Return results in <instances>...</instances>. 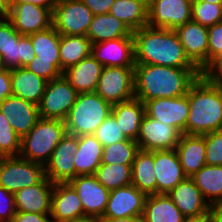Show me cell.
<instances>
[{
  "label": "cell",
  "instance_id": "obj_1",
  "mask_svg": "<svg viewBox=\"0 0 222 222\" xmlns=\"http://www.w3.org/2000/svg\"><path fill=\"white\" fill-rule=\"evenodd\" d=\"M201 75L203 72L199 68L135 64V98L144 103L155 98L181 97Z\"/></svg>",
  "mask_w": 222,
  "mask_h": 222
},
{
  "label": "cell",
  "instance_id": "obj_2",
  "mask_svg": "<svg viewBox=\"0 0 222 222\" xmlns=\"http://www.w3.org/2000/svg\"><path fill=\"white\" fill-rule=\"evenodd\" d=\"M132 35L135 64L198 68L186 55L175 30L144 26Z\"/></svg>",
  "mask_w": 222,
  "mask_h": 222
},
{
  "label": "cell",
  "instance_id": "obj_3",
  "mask_svg": "<svg viewBox=\"0 0 222 222\" xmlns=\"http://www.w3.org/2000/svg\"><path fill=\"white\" fill-rule=\"evenodd\" d=\"M187 97V135L203 136L222 130V89L213 78L201 75L190 86Z\"/></svg>",
  "mask_w": 222,
  "mask_h": 222
},
{
  "label": "cell",
  "instance_id": "obj_4",
  "mask_svg": "<svg viewBox=\"0 0 222 222\" xmlns=\"http://www.w3.org/2000/svg\"><path fill=\"white\" fill-rule=\"evenodd\" d=\"M66 134L65 121L40 118L32 130L21 138L18 156L45 166Z\"/></svg>",
  "mask_w": 222,
  "mask_h": 222
},
{
  "label": "cell",
  "instance_id": "obj_5",
  "mask_svg": "<svg viewBox=\"0 0 222 222\" xmlns=\"http://www.w3.org/2000/svg\"><path fill=\"white\" fill-rule=\"evenodd\" d=\"M111 110L112 105L96 92L78 94L65 120L67 133L78 137L94 134Z\"/></svg>",
  "mask_w": 222,
  "mask_h": 222
},
{
  "label": "cell",
  "instance_id": "obj_6",
  "mask_svg": "<svg viewBox=\"0 0 222 222\" xmlns=\"http://www.w3.org/2000/svg\"><path fill=\"white\" fill-rule=\"evenodd\" d=\"M29 36L35 58L25 68L46 81L62 76L59 54L60 33L53 26H50L46 30Z\"/></svg>",
  "mask_w": 222,
  "mask_h": 222
},
{
  "label": "cell",
  "instance_id": "obj_7",
  "mask_svg": "<svg viewBox=\"0 0 222 222\" xmlns=\"http://www.w3.org/2000/svg\"><path fill=\"white\" fill-rule=\"evenodd\" d=\"M45 177L44 165L19 156L0 157V186L10 193L38 184Z\"/></svg>",
  "mask_w": 222,
  "mask_h": 222
},
{
  "label": "cell",
  "instance_id": "obj_8",
  "mask_svg": "<svg viewBox=\"0 0 222 222\" xmlns=\"http://www.w3.org/2000/svg\"><path fill=\"white\" fill-rule=\"evenodd\" d=\"M82 0H58L52 12V26L65 36H87L93 18Z\"/></svg>",
  "mask_w": 222,
  "mask_h": 222
},
{
  "label": "cell",
  "instance_id": "obj_9",
  "mask_svg": "<svg viewBox=\"0 0 222 222\" xmlns=\"http://www.w3.org/2000/svg\"><path fill=\"white\" fill-rule=\"evenodd\" d=\"M77 95V91L63 75L48 81L38 105L40 118L65 121Z\"/></svg>",
  "mask_w": 222,
  "mask_h": 222
},
{
  "label": "cell",
  "instance_id": "obj_10",
  "mask_svg": "<svg viewBox=\"0 0 222 222\" xmlns=\"http://www.w3.org/2000/svg\"><path fill=\"white\" fill-rule=\"evenodd\" d=\"M95 92L111 105L135 98L134 67H103Z\"/></svg>",
  "mask_w": 222,
  "mask_h": 222
},
{
  "label": "cell",
  "instance_id": "obj_11",
  "mask_svg": "<svg viewBox=\"0 0 222 222\" xmlns=\"http://www.w3.org/2000/svg\"><path fill=\"white\" fill-rule=\"evenodd\" d=\"M190 0H148V26L175 30L192 20Z\"/></svg>",
  "mask_w": 222,
  "mask_h": 222
},
{
  "label": "cell",
  "instance_id": "obj_12",
  "mask_svg": "<svg viewBox=\"0 0 222 222\" xmlns=\"http://www.w3.org/2000/svg\"><path fill=\"white\" fill-rule=\"evenodd\" d=\"M78 146V136L67 133L45 164V177L53 183H68L75 178L74 158Z\"/></svg>",
  "mask_w": 222,
  "mask_h": 222
},
{
  "label": "cell",
  "instance_id": "obj_13",
  "mask_svg": "<svg viewBox=\"0 0 222 222\" xmlns=\"http://www.w3.org/2000/svg\"><path fill=\"white\" fill-rule=\"evenodd\" d=\"M145 114L187 134L189 103L187 94L175 98H155L144 102Z\"/></svg>",
  "mask_w": 222,
  "mask_h": 222
},
{
  "label": "cell",
  "instance_id": "obj_14",
  "mask_svg": "<svg viewBox=\"0 0 222 222\" xmlns=\"http://www.w3.org/2000/svg\"><path fill=\"white\" fill-rule=\"evenodd\" d=\"M77 192L84 217H103L110 195L94 175H78L68 182Z\"/></svg>",
  "mask_w": 222,
  "mask_h": 222
},
{
  "label": "cell",
  "instance_id": "obj_15",
  "mask_svg": "<svg viewBox=\"0 0 222 222\" xmlns=\"http://www.w3.org/2000/svg\"><path fill=\"white\" fill-rule=\"evenodd\" d=\"M182 133L175 127L165 125L145 114L136 140L139 150L162 151L175 149Z\"/></svg>",
  "mask_w": 222,
  "mask_h": 222
},
{
  "label": "cell",
  "instance_id": "obj_16",
  "mask_svg": "<svg viewBox=\"0 0 222 222\" xmlns=\"http://www.w3.org/2000/svg\"><path fill=\"white\" fill-rule=\"evenodd\" d=\"M91 55L104 67H135L133 35L94 43Z\"/></svg>",
  "mask_w": 222,
  "mask_h": 222
},
{
  "label": "cell",
  "instance_id": "obj_17",
  "mask_svg": "<svg viewBox=\"0 0 222 222\" xmlns=\"http://www.w3.org/2000/svg\"><path fill=\"white\" fill-rule=\"evenodd\" d=\"M5 17L21 35H30L52 26V13L47 8L32 3L13 5Z\"/></svg>",
  "mask_w": 222,
  "mask_h": 222
},
{
  "label": "cell",
  "instance_id": "obj_18",
  "mask_svg": "<svg viewBox=\"0 0 222 222\" xmlns=\"http://www.w3.org/2000/svg\"><path fill=\"white\" fill-rule=\"evenodd\" d=\"M175 32L188 58L204 72L208 68V28L191 20Z\"/></svg>",
  "mask_w": 222,
  "mask_h": 222
},
{
  "label": "cell",
  "instance_id": "obj_19",
  "mask_svg": "<svg viewBox=\"0 0 222 222\" xmlns=\"http://www.w3.org/2000/svg\"><path fill=\"white\" fill-rule=\"evenodd\" d=\"M147 195L134 185L111 190L103 217L126 218L143 214Z\"/></svg>",
  "mask_w": 222,
  "mask_h": 222
},
{
  "label": "cell",
  "instance_id": "obj_20",
  "mask_svg": "<svg viewBox=\"0 0 222 222\" xmlns=\"http://www.w3.org/2000/svg\"><path fill=\"white\" fill-rule=\"evenodd\" d=\"M0 112L20 138L28 134L40 119L38 105L14 95L0 103Z\"/></svg>",
  "mask_w": 222,
  "mask_h": 222
},
{
  "label": "cell",
  "instance_id": "obj_21",
  "mask_svg": "<svg viewBox=\"0 0 222 222\" xmlns=\"http://www.w3.org/2000/svg\"><path fill=\"white\" fill-rule=\"evenodd\" d=\"M156 194H168L187 178L175 149L154 151Z\"/></svg>",
  "mask_w": 222,
  "mask_h": 222
},
{
  "label": "cell",
  "instance_id": "obj_22",
  "mask_svg": "<svg viewBox=\"0 0 222 222\" xmlns=\"http://www.w3.org/2000/svg\"><path fill=\"white\" fill-rule=\"evenodd\" d=\"M52 222H71L83 218V206L69 183H54L51 196Z\"/></svg>",
  "mask_w": 222,
  "mask_h": 222
},
{
  "label": "cell",
  "instance_id": "obj_23",
  "mask_svg": "<svg viewBox=\"0 0 222 222\" xmlns=\"http://www.w3.org/2000/svg\"><path fill=\"white\" fill-rule=\"evenodd\" d=\"M54 183L44 177L38 184L22 188L14 194L17 211L50 214Z\"/></svg>",
  "mask_w": 222,
  "mask_h": 222
},
{
  "label": "cell",
  "instance_id": "obj_24",
  "mask_svg": "<svg viewBox=\"0 0 222 222\" xmlns=\"http://www.w3.org/2000/svg\"><path fill=\"white\" fill-rule=\"evenodd\" d=\"M167 195L185 217L198 216L212 209L191 177L178 183Z\"/></svg>",
  "mask_w": 222,
  "mask_h": 222
},
{
  "label": "cell",
  "instance_id": "obj_25",
  "mask_svg": "<svg viewBox=\"0 0 222 222\" xmlns=\"http://www.w3.org/2000/svg\"><path fill=\"white\" fill-rule=\"evenodd\" d=\"M102 66L91 54L64 71L63 76L78 94L95 92Z\"/></svg>",
  "mask_w": 222,
  "mask_h": 222
},
{
  "label": "cell",
  "instance_id": "obj_26",
  "mask_svg": "<svg viewBox=\"0 0 222 222\" xmlns=\"http://www.w3.org/2000/svg\"><path fill=\"white\" fill-rule=\"evenodd\" d=\"M175 150L187 177L193 176L207 165L204 136L182 134Z\"/></svg>",
  "mask_w": 222,
  "mask_h": 222
},
{
  "label": "cell",
  "instance_id": "obj_27",
  "mask_svg": "<svg viewBox=\"0 0 222 222\" xmlns=\"http://www.w3.org/2000/svg\"><path fill=\"white\" fill-rule=\"evenodd\" d=\"M111 113L127 139L136 141L142 120L145 116V106L137 98L112 105Z\"/></svg>",
  "mask_w": 222,
  "mask_h": 222
},
{
  "label": "cell",
  "instance_id": "obj_28",
  "mask_svg": "<svg viewBox=\"0 0 222 222\" xmlns=\"http://www.w3.org/2000/svg\"><path fill=\"white\" fill-rule=\"evenodd\" d=\"M12 95L39 105L45 92L47 82L25 67L10 70Z\"/></svg>",
  "mask_w": 222,
  "mask_h": 222
},
{
  "label": "cell",
  "instance_id": "obj_29",
  "mask_svg": "<svg viewBox=\"0 0 222 222\" xmlns=\"http://www.w3.org/2000/svg\"><path fill=\"white\" fill-rule=\"evenodd\" d=\"M78 145L74 158L75 177L94 175L101 165L103 146L93 134L78 137Z\"/></svg>",
  "mask_w": 222,
  "mask_h": 222
},
{
  "label": "cell",
  "instance_id": "obj_30",
  "mask_svg": "<svg viewBox=\"0 0 222 222\" xmlns=\"http://www.w3.org/2000/svg\"><path fill=\"white\" fill-rule=\"evenodd\" d=\"M133 32L125 23L115 16L105 13L94 15L87 31V37L91 43H99L107 40L128 37Z\"/></svg>",
  "mask_w": 222,
  "mask_h": 222
},
{
  "label": "cell",
  "instance_id": "obj_31",
  "mask_svg": "<svg viewBox=\"0 0 222 222\" xmlns=\"http://www.w3.org/2000/svg\"><path fill=\"white\" fill-rule=\"evenodd\" d=\"M108 13L125 23L132 32L148 26V0H115Z\"/></svg>",
  "mask_w": 222,
  "mask_h": 222
},
{
  "label": "cell",
  "instance_id": "obj_32",
  "mask_svg": "<svg viewBox=\"0 0 222 222\" xmlns=\"http://www.w3.org/2000/svg\"><path fill=\"white\" fill-rule=\"evenodd\" d=\"M144 222H183L184 215L167 194L147 195L144 211Z\"/></svg>",
  "mask_w": 222,
  "mask_h": 222
},
{
  "label": "cell",
  "instance_id": "obj_33",
  "mask_svg": "<svg viewBox=\"0 0 222 222\" xmlns=\"http://www.w3.org/2000/svg\"><path fill=\"white\" fill-rule=\"evenodd\" d=\"M191 178L211 207L222 205V165H205Z\"/></svg>",
  "mask_w": 222,
  "mask_h": 222
},
{
  "label": "cell",
  "instance_id": "obj_34",
  "mask_svg": "<svg viewBox=\"0 0 222 222\" xmlns=\"http://www.w3.org/2000/svg\"><path fill=\"white\" fill-rule=\"evenodd\" d=\"M131 184L146 195L156 194L154 151L139 150L137 152L132 163Z\"/></svg>",
  "mask_w": 222,
  "mask_h": 222
},
{
  "label": "cell",
  "instance_id": "obj_35",
  "mask_svg": "<svg viewBox=\"0 0 222 222\" xmlns=\"http://www.w3.org/2000/svg\"><path fill=\"white\" fill-rule=\"evenodd\" d=\"M91 41L87 36L60 35V64L64 73L69 67L78 64L82 59L91 54Z\"/></svg>",
  "mask_w": 222,
  "mask_h": 222
},
{
  "label": "cell",
  "instance_id": "obj_36",
  "mask_svg": "<svg viewBox=\"0 0 222 222\" xmlns=\"http://www.w3.org/2000/svg\"><path fill=\"white\" fill-rule=\"evenodd\" d=\"M20 35L6 17L0 20V55L7 69L20 67Z\"/></svg>",
  "mask_w": 222,
  "mask_h": 222
},
{
  "label": "cell",
  "instance_id": "obj_37",
  "mask_svg": "<svg viewBox=\"0 0 222 222\" xmlns=\"http://www.w3.org/2000/svg\"><path fill=\"white\" fill-rule=\"evenodd\" d=\"M94 176L109 191L131 185L132 164L101 163Z\"/></svg>",
  "mask_w": 222,
  "mask_h": 222
},
{
  "label": "cell",
  "instance_id": "obj_38",
  "mask_svg": "<svg viewBox=\"0 0 222 222\" xmlns=\"http://www.w3.org/2000/svg\"><path fill=\"white\" fill-rule=\"evenodd\" d=\"M139 147L136 141L127 139L103 147L101 163L132 164Z\"/></svg>",
  "mask_w": 222,
  "mask_h": 222
},
{
  "label": "cell",
  "instance_id": "obj_39",
  "mask_svg": "<svg viewBox=\"0 0 222 222\" xmlns=\"http://www.w3.org/2000/svg\"><path fill=\"white\" fill-rule=\"evenodd\" d=\"M192 20L210 27L222 22V3H209L205 1H192Z\"/></svg>",
  "mask_w": 222,
  "mask_h": 222
},
{
  "label": "cell",
  "instance_id": "obj_40",
  "mask_svg": "<svg viewBox=\"0 0 222 222\" xmlns=\"http://www.w3.org/2000/svg\"><path fill=\"white\" fill-rule=\"evenodd\" d=\"M20 147L21 138L0 112V157L18 156Z\"/></svg>",
  "mask_w": 222,
  "mask_h": 222
},
{
  "label": "cell",
  "instance_id": "obj_41",
  "mask_svg": "<svg viewBox=\"0 0 222 222\" xmlns=\"http://www.w3.org/2000/svg\"><path fill=\"white\" fill-rule=\"evenodd\" d=\"M103 147L127 140L111 113L93 134Z\"/></svg>",
  "mask_w": 222,
  "mask_h": 222
},
{
  "label": "cell",
  "instance_id": "obj_42",
  "mask_svg": "<svg viewBox=\"0 0 222 222\" xmlns=\"http://www.w3.org/2000/svg\"><path fill=\"white\" fill-rule=\"evenodd\" d=\"M205 139V160L207 165H222V130L207 133Z\"/></svg>",
  "mask_w": 222,
  "mask_h": 222
},
{
  "label": "cell",
  "instance_id": "obj_43",
  "mask_svg": "<svg viewBox=\"0 0 222 222\" xmlns=\"http://www.w3.org/2000/svg\"><path fill=\"white\" fill-rule=\"evenodd\" d=\"M222 54V22L208 27V67Z\"/></svg>",
  "mask_w": 222,
  "mask_h": 222
},
{
  "label": "cell",
  "instance_id": "obj_44",
  "mask_svg": "<svg viewBox=\"0 0 222 222\" xmlns=\"http://www.w3.org/2000/svg\"><path fill=\"white\" fill-rule=\"evenodd\" d=\"M16 212L14 194L0 186V222H10Z\"/></svg>",
  "mask_w": 222,
  "mask_h": 222
},
{
  "label": "cell",
  "instance_id": "obj_45",
  "mask_svg": "<svg viewBox=\"0 0 222 222\" xmlns=\"http://www.w3.org/2000/svg\"><path fill=\"white\" fill-rule=\"evenodd\" d=\"M20 67H25L35 58L34 48L29 35H20Z\"/></svg>",
  "mask_w": 222,
  "mask_h": 222
},
{
  "label": "cell",
  "instance_id": "obj_46",
  "mask_svg": "<svg viewBox=\"0 0 222 222\" xmlns=\"http://www.w3.org/2000/svg\"><path fill=\"white\" fill-rule=\"evenodd\" d=\"M10 222H52L50 214L17 211Z\"/></svg>",
  "mask_w": 222,
  "mask_h": 222
},
{
  "label": "cell",
  "instance_id": "obj_47",
  "mask_svg": "<svg viewBox=\"0 0 222 222\" xmlns=\"http://www.w3.org/2000/svg\"><path fill=\"white\" fill-rule=\"evenodd\" d=\"M115 0H82L93 15L108 13Z\"/></svg>",
  "mask_w": 222,
  "mask_h": 222
},
{
  "label": "cell",
  "instance_id": "obj_48",
  "mask_svg": "<svg viewBox=\"0 0 222 222\" xmlns=\"http://www.w3.org/2000/svg\"><path fill=\"white\" fill-rule=\"evenodd\" d=\"M12 95L10 69L0 72V103Z\"/></svg>",
  "mask_w": 222,
  "mask_h": 222
},
{
  "label": "cell",
  "instance_id": "obj_49",
  "mask_svg": "<svg viewBox=\"0 0 222 222\" xmlns=\"http://www.w3.org/2000/svg\"><path fill=\"white\" fill-rule=\"evenodd\" d=\"M14 5L21 4V3H32L44 8H47L51 13L53 12L54 8L58 0H13Z\"/></svg>",
  "mask_w": 222,
  "mask_h": 222
},
{
  "label": "cell",
  "instance_id": "obj_50",
  "mask_svg": "<svg viewBox=\"0 0 222 222\" xmlns=\"http://www.w3.org/2000/svg\"><path fill=\"white\" fill-rule=\"evenodd\" d=\"M183 222H213L212 209L198 216H186Z\"/></svg>",
  "mask_w": 222,
  "mask_h": 222
},
{
  "label": "cell",
  "instance_id": "obj_51",
  "mask_svg": "<svg viewBox=\"0 0 222 222\" xmlns=\"http://www.w3.org/2000/svg\"><path fill=\"white\" fill-rule=\"evenodd\" d=\"M222 68V54L203 72L207 77H213Z\"/></svg>",
  "mask_w": 222,
  "mask_h": 222
},
{
  "label": "cell",
  "instance_id": "obj_52",
  "mask_svg": "<svg viewBox=\"0 0 222 222\" xmlns=\"http://www.w3.org/2000/svg\"><path fill=\"white\" fill-rule=\"evenodd\" d=\"M101 220L102 222H144L142 215L126 218L101 217Z\"/></svg>",
  "mask_w": 222,
  "mask_h": 222
},
{
  "label": "cell",
  "instance_id": "obj_53",
  "mask_svg": "<svg viewBox=\"0 0 222 222\" xmlns=\"http://www.w3.org/2000/svg\"><path fill=\"white\" fill-rule=\"evenodd\" d=\"M14 5L13 0H0V11L6 15Z\"/></svg>",
  "mask_w": 222,
  "mask_h": 222
},
{
  "label": "cell",
  "instance_id": "obj_54",
  "mask_svg": "<svg viewBox=\"0 0 222 222\" xmlns=\"http://www.w3.org/2000/svg\"><path fill=\"white\" fill-rule=\"evenodd\" d=\"M213 222H222V205L212 207Z\"/></svg>",
  "mask_w": 222,
  "mask_h": 222
},
{
  "label": "cell",
  "instance_id": "obj_55",
  "mask_svg": "<svg viewBox=\"0 0 222 222\" xmlns=\"http://www.w3.org/2000/svg\"><path fill=\"white\" fill-rule=\"evenodd\" d=\"M71 222H102L101 218L98 217H84Z\"/></svg>",
  "mask_w": 222,
  "mask_h": 222
},
{
  "label": "cell",
  "instance_id": "obj_56",
  "mask_svg": "<svg viewBox=\"0 0 222 222\" xmlns=\"http://www.w3.org/2000/svg\"><path fill=\"white\" fill-rule=\"evenodd\" d=\"M7 70V67L4 64L3 57L0 55V72Z\"/></svg>",
  "mask_w": 222,
  "mask_h": 222
},
{
  "label": "cell",
  "instance_id": "obj_57",
  "mask_svg": "<svg viewBox=\"0 0 222 222\" xmlns=\"http://www.w3.org/2000/svg\"><path fill=\"white\" fill-rule=\"evenodd\" d=\"M212 78L213 79H222V68Z\"/></svg>",
  "mask_w": 222,
  "mask_h": 222
},
{
  "label": "cell",
  "instance_id": "obj_58",
  "mask_svg": "<svg viewBox=\"0 0 222 222\" xmlns=\"http://www.w3.org/2000/svg\"><path fill=\"white\" fill-rule=\"evenodd\" d=\"M194 1H205V2H209V3H222V0H194Z\"/></svg>",
  "mask_w": 222,
  "mask_h": 222
},
{
  "label": "cell",
  "instance_id": "obj_59",
  "mask_svg": "<svg viewBox=\"0 0 222 222\" xmlns=\"http://www.w3.org/2000/svg\"><path fill=\"white\" fill-rule=\"evenodd\" d=\"M216 83L221 87L222 89V79H214Z\"/></svg>",
  "mask_w": 222,
  "mask_h": 222
},
{
  "label": "cell",
  "instance_id": "obj_60",
  "mask_svg": "<svg viewBox=\"0 0 222 222\" xmlns=\"http://www.w3.org/2000/svg\"><path fill=\"white\" fill-rule=\"evenodd\" d=\"M5 15L0 11V20L3 19Z\"/></svg>",
  "mask_w": 222,
  "mask_h": 222
}]
</instances>
